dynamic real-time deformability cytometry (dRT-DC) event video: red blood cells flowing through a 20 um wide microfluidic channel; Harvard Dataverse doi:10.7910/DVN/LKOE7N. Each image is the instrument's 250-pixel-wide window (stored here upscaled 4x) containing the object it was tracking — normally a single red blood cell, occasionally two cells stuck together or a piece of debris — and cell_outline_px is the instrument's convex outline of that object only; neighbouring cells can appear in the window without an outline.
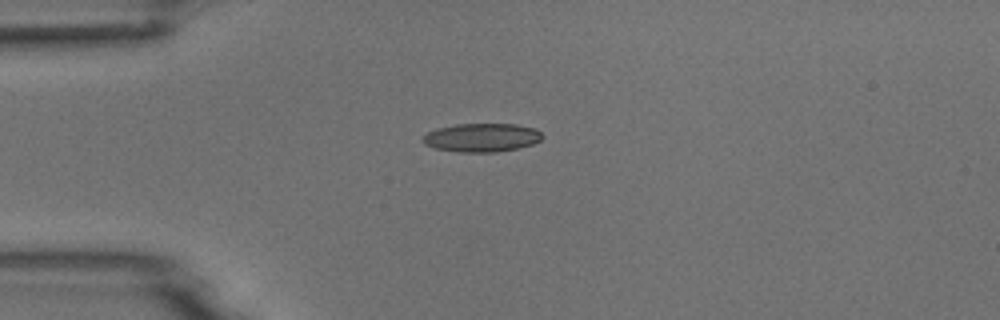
{"species": "common noctule bat (a hibernating species)", "species_latin": "Nyctalus noctula", "temperature_condition": "room temperature", "stored_images_in_passage": 4, "camera_frame_rate_fps": 3000, "um_per_image_px": 0.085, "animal": {"sex": "male", "body_mass_g": 18.8}, "frame": {"image": 1, "passage_image": 1, "time_ms": 0.0, "image_size_px": [1000, 320], "cell_outline_px": [[544, 136], [540, 140], [532, 144], [516, 148], [496, 152], [460, 152], [436, 148], [424, 144], [420, 140], [428, 132], [436, 128], [456, 124], [516, 124], [536, 128]], "centroid_in_image_um": [40.94, 11.68], "position_along_channel_um": 44.1, "area_um2": 19.88}}